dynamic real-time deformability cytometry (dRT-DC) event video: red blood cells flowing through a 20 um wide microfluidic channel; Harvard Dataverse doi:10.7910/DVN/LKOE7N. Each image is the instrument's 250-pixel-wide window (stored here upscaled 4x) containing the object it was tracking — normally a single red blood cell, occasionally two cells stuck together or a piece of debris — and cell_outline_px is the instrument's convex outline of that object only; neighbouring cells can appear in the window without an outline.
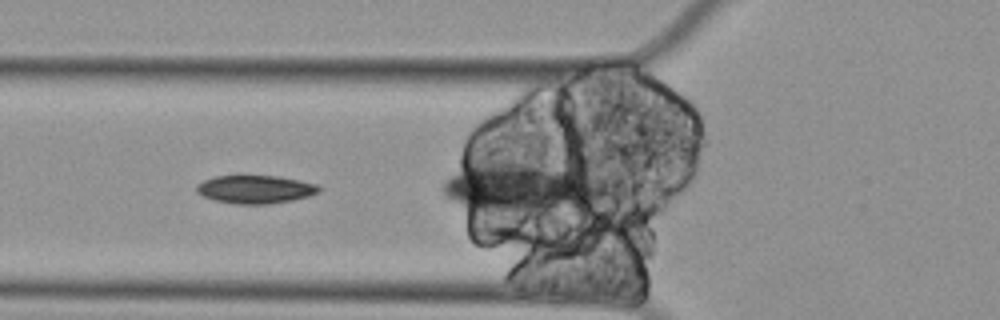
{"species": "Egyptian fruit bat (a non-hibernating species)", "species_latin": "Rousettus aegyptiacus", "temperature_condition": "cold", "stored_images_in_passage": 19, "camera_frame_rate_fps": 3000, "um_per_image_px": 0.085, "animal": {"sex": "female"}, "frame": {"image": 1, "passage_image": 11, "time_ms": 3.333, "image_size_px": [1000, 320], "cell_outline_px": [[320, 188], [316, 192], [308, 196], [292, 200], [268, 204], [236, 204], [216, 200], [204, 196], [196, 192], [196, 184], [204, 180], [216, 176], [236, 172], [240, 172], [280, 176], [300, 180], [316, 184]], "centroid_in_image_um": [21.63, 16.03], "position_along_channel_um": 104.2, "area_um2": 20.87}}